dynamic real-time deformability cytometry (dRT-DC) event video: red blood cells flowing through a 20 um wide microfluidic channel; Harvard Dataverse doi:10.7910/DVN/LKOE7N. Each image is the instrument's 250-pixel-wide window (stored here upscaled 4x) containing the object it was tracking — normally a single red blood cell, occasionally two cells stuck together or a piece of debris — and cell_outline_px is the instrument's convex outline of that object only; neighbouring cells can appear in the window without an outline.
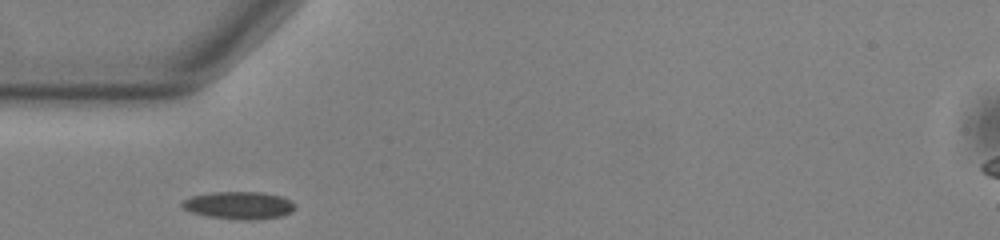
{"species": "common noctule bat (a hibernating species)", "species_latin": "Nyctalus noctula", "temperature_condition": "warm", "stored_images_in_passage": 38, "camera_frame_rate_fps": 3000, "um_per_image_px": 0.085, "animal": {"sex": "male", "body_mass_g": 13.0, "forearm_length_mm": 53.1}, "frame": {"image": 1, "passage_image": 1, "time_ms": 0.0, "image_size_px": [1000, 240], "cell_outline_px": [[296, 208], [292, 212], [280, 216], [256, 220], [240, 220], [208, 216], [192, 212], [184, 208], [180, 204], [184, 200], [192, 196], [212, 192], [264, 192], [280, 196], [292, 200], [296, 204]], "centroid_in_image_um": [20.37, 17.45], "position_along_channel_um": 64.6, "area_um2": 18.21}}
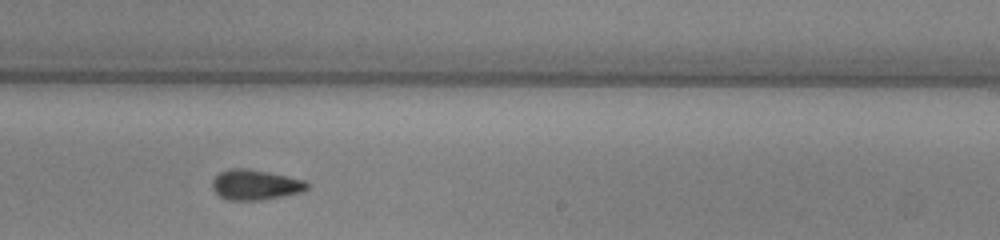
{"frame": {"image": 2, "passage_image": 17, "time_ms": 5.333, "image_size_px": [1000, 240], "cell_outline_px": [[308, 188], [304, 192], [284, 196], [260, 200], [228, 200], [220, 196], [212, 188], [212, 180], [220, 172], [228, 168], [248, 168], [288, 176], [304, 180], [308, 184]], "centroid_in_image_um": [21.71, 15.7], "position_along_channel_um": 267.3, "area_um2": 16.82}}
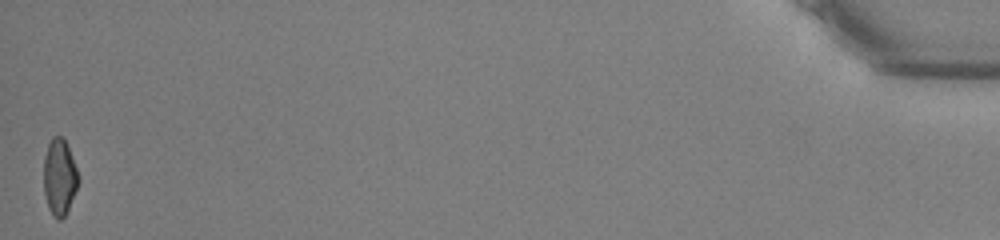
{"frame": {"image": 3, "passage_image": 38, "time_ms": 12.333, "image_size_px": [1000, 240], "cell_outline_px": [[80, 180], [68, 208], [64, 216], [60, 220], [56, 220], [52, 216], [48, 208], [44, 192], [44, 156], [48, 144], [52, 136], [60, 136], [64, 140], [68, 148], [80, 176]], "centroid_in_image_um": [5.05, 15.07], "position_along_channel_um": 430.2, "area_um2": 15.37}, "authors_computed_cell_mechanics": {"area_um2": 16.2996, "velocity_mm_per_s": 3.8091, "shape_relaxation_time_tau1_ms": null, "shape_relaxation_time_tau2_ms": 5.0409, "deformation_change_tau1": null, "deformation_change_tau2": 0.1339}}